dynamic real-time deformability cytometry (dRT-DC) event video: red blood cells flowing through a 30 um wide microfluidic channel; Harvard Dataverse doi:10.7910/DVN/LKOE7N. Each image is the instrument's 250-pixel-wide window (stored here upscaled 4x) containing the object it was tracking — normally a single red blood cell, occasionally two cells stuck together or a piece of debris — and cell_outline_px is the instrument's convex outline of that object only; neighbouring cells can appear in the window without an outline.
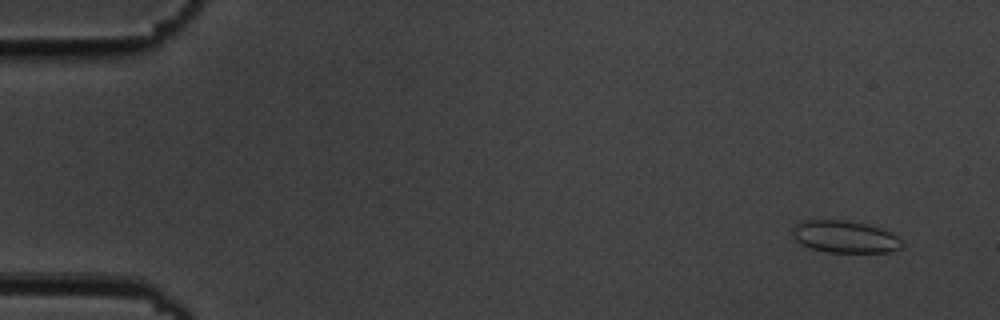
{"species": "common noctule bat (a hibernating species)", "species_latin": "Nyctalus noctula", "temperature_condition": "cold", "stored_images_in_passage": 7, "camera_frame_rate_fps": 3000, "um_per_image_px": 0.085, "animal": {"sex": "male", "body_mass_g": 19.5, "forearm_length_mm": 54.6}, "frame": {"image": 1, "passage_image": 2, "time_ms": 1.0, "image_size_px": [1000, 320], "cell_outline_px": [[904, 244], [900, 248], [888, 252], [828, 252], [812, 248], [800, 244], [792, 236], [792, 228], [796, 224], [804, 220], [844, 220], [864, 224], [880, 228], [892, 232]], "centroid_in_image_um": [71.79, 20.12], "position_along_channel_um": 13.2, "area_um2": 20.4}}
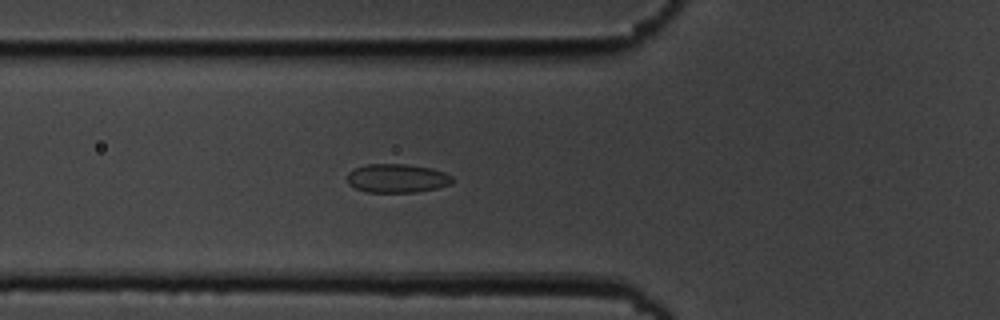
{"frame": {"image": 2, "passage_image": 7, "time_ms": 6.667, "image_size_px": [1000, 320], "cell_outline_px": [[456, 180], [452, 184], [436, 188], [416, 192], [368, 192], [356, 188], [348, 184], [348, 172], [364, 164], [404, 164], [432, 168], [444, 172], [452, 176]], "centroid_in_image_um": [33.78, 15.15], "position_along_channel_um": 92.0, "area_um2": 17.69}}